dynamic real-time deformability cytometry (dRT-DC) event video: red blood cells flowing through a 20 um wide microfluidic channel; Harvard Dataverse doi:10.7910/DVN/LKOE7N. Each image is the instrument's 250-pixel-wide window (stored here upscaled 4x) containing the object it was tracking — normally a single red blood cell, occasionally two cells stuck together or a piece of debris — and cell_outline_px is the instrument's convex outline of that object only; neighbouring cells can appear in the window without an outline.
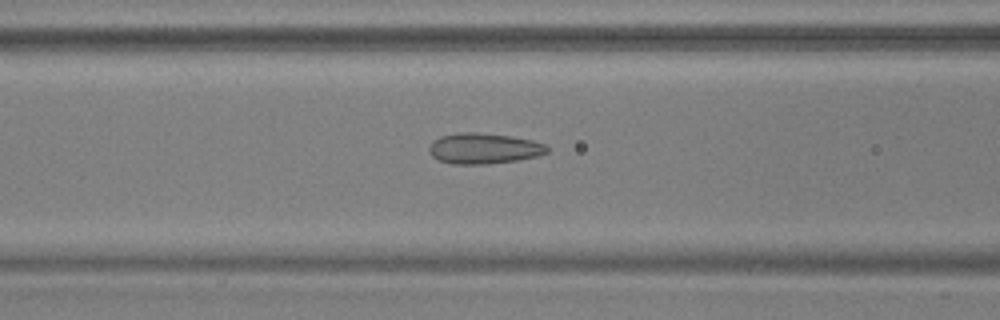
{"species": "common noctule bat (a hibernating species)", "species_latin": "Nyctalus noctula", "temperature_condition": "warm", "stored_images_in_passage": 54, "camera_frame_rate_fps": 3000, "um_per_image_px": 0.085, "animal": {"sex": "male", "body_mass_g": 17.9, "forearm_length_mm": 54.2}, "frame": {"image": 1, "passage_image": 22, "time_ms": 7.0, "image_size_px": [1000, 320], "cell_outline_px": [[548, 152], [540, 156], [520, 160], [488, 164], [452, 164], [440, 160], [432, 156], [428, 152], [428, 148], [440, 136], [460, 132], [476, 132], [512, 136], [532, 140], [544, 144], [548, 148]], "centroid_in_image_um": [41.15, 12.62], "position_along_channel_um": 125.4, "area_um2": 21.21}}
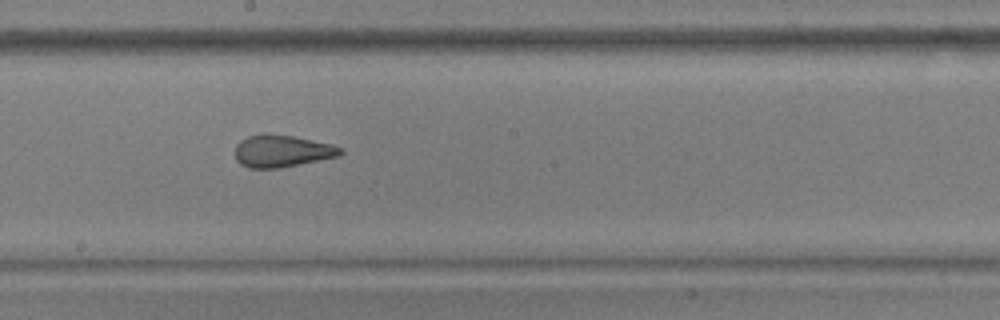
{"frame": {"image": 2, "passage_image": 30, "time_ms": 9.667, "image_size_px": [1000, 320], "cell_outline_px": [[344, 152], [340, 156], [280, 168], [248, 168], [240, 164], [236, 160], [236, 144], [240, 140], [248, 136], [264, 132], [268, 132], [292, 136], [332, 144], [344, 148]], "centroid_in_image_um": [23.97, 12.83], "position_along_channel_um": 224.2, "area_um2": 20.06}}
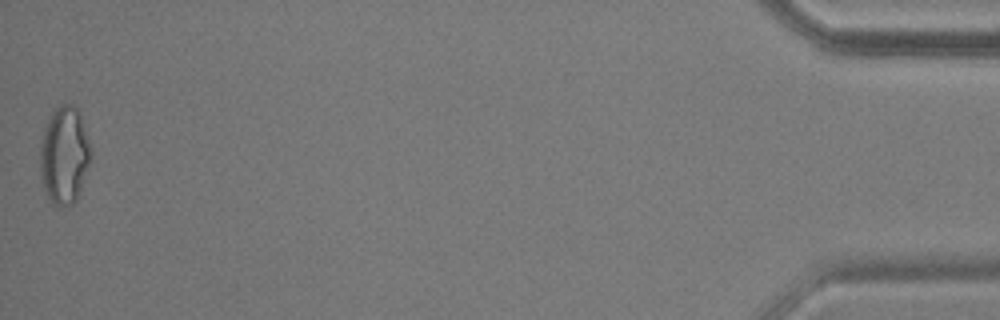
{"frame": {"image": 3, "passage_image": 54, "time_ms": 17.667, "image_size_px": [1000, 320], "cell_outline_px": [[92, 156], [76, 200], [68, 208], [60, 208], [52, 204], [44, 188], [40, 176], [40, 140], [44, 128], [52, 108], [60, 104], [68, 104], [76, 108], [80, 112], [92, 152]], "centroid_in_image_um": [5.45, 13.19], "position_along_channel_um": 429.8, "area_um2": 29.3}, "authors_computed_cell_mechanics": {"area_um2": 22.3108, "velocity_mm_per_s": 3.7071, "shape_relaxation_time_tau1_ms": null, "shape_relaxation_time_tau2_ms": 1.2649, "deformation_change_tau1": null, "deformation_change_tau2": 0.0842}}